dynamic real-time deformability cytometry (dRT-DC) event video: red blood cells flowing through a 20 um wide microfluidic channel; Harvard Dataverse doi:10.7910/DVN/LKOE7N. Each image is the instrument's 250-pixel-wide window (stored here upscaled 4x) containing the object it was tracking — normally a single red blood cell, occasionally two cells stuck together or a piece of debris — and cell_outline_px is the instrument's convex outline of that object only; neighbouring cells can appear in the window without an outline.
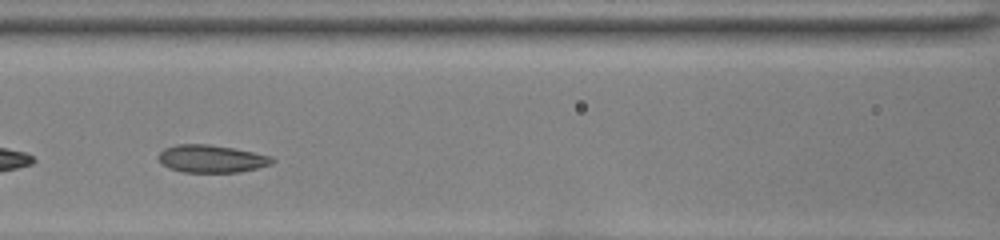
{"species": "common noctule bat (a hibernating species)", "species_latin": "Nyctalus noctula", "temperature_condition": "room temperature", "stored_images_in_passage": 32, "camera_frame_rate_fps": 3000, "um_per_image_px": 0.085, "animal": {"sex": "female", "body_mass_g": 22.0, "forearm_length_mm": 56.7}, "frame": {"image": 1, "passage_image": 10, "time_ms": 3.0, "image_size_px": [1000, 240], "cell_outline_px": [[276, 160], [272, 164], [240, 172], [184, 172], [168, 168], [160, 160], [160, 152], [164, 148], [176, 144], [208, 144], [232, 148], [272, 156]], "centroid_in_image_um": [18.0, 13.49], "position_along_channel_um": 148.6, "area_um2": 18.15}}
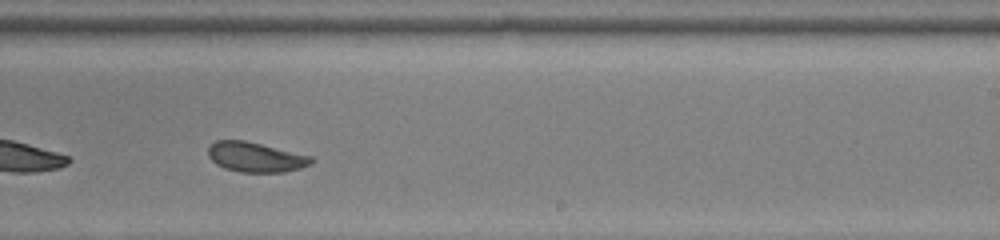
{"frame": {"image": 2, "passage_image": 19, "time_ms": 6.0, "image_size_px": [1000, 240], "cell_outline_px": [[316, 160], [312, 164], [300, 168], [284, 172], [240, 172], [224, 168], [216, 164], [208, 156], [208, 148], [216, 140], [244, 140], [312, 156]], "centroid_in_image_um": [21.74, 13.36], "position_along_channel_um": 267.3, "area_um2": 17.98}, "authors_computed_cell_mechanics": {"area_um2": 18.3226, "velocity_mm_per_s": 3.971, "shape_relaxation_time_tau1_ms": 3.911, "shape_relaxation_time_tau2_ms": 0.8795, "deformation_change_tau1": 0.1187, "deformation_change_tau2": 0.072}}